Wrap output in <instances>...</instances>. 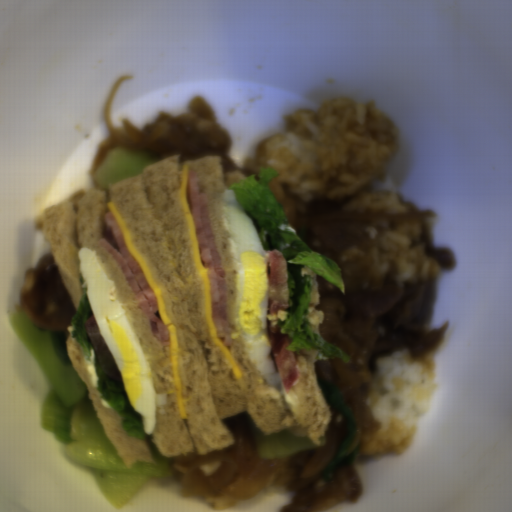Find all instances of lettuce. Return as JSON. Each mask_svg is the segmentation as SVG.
Listing matches in <instances>:
<instances>
[{
  "label": "lettuce",
  "instance_id": "obj_1",
  "mask_svg": "<svg viewBox=\"0 0 512 512\" xmlns=\"http://www.w3.org/2000/svg\"><path fill=\"white\" fill-rule=\"evenodd\" d=\"M280 176L273 168L261 166L259 180L255 174L233 184L228 189L235 191L238 206L252 223L261 243L264 255L272 250L282 253L288 276L287 318H277L280 332L293 338L286 347L299 355L300 349H318L316 359L340 358L349 362L350 356L342 348L324 340L316 333L308 319L309 304L313 291V276L302 275L309 266L316 274L336 285L345 294V283L338 263L312 249L298 236L287 219L281 203L268 183Z\"/></svg>",
  "mask_w": 512,
  "mask_h": 512
},
{
  "label": "lettuce",
  "instance_id": "obj_2",
  "mask_svg": "<svg viewBox=\"0 0 512 512\" xmlns=\"http://www.w3.org/2000/svg\"><path fill=\"white\" fill-rule=\"evenodd\" d=\"M92 315V308L86 292L80 299L78 312L72 318V325L74 327V331H72V338L76 339L81 345L86 360H90L91 358L90 349L94 352V369L98 377L96 389L117 412L118 416L123 418L120 425L126 432V435L146 440L143 419L132 406L123 382L108 376L100 364L95 347L85 326L86 320Z\"/></svg>",
  "mask_w": 512,
  "mask_h": 512
}]
</instances>
